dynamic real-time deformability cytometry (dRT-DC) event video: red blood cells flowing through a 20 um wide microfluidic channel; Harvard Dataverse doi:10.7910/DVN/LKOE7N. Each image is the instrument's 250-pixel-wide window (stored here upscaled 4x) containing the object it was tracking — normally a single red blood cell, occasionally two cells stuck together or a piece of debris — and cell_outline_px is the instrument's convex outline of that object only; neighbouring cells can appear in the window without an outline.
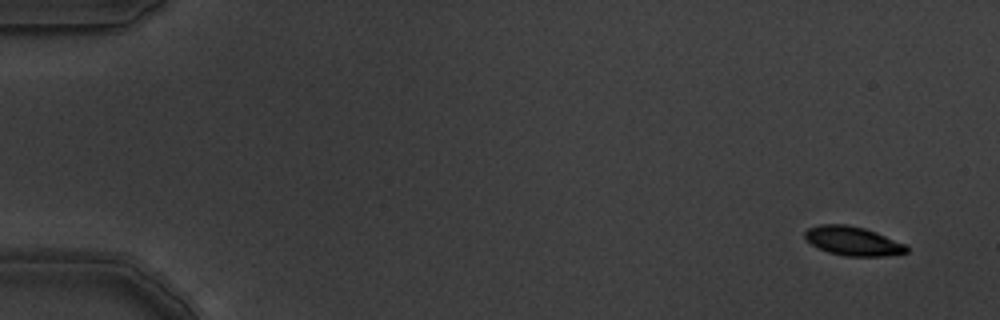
{"species": "common noctule bat (a hibernating species)", "species_latin": "Nyctalus noctula", "temperature_condition": "warm", "stored_images_in_passage": 6, "camera_frame_rate_fps": 3000, "um_per_image_px": 0.085, "animal": {"sex": "male", "body_mass_g": 19.5, "forearm_length_mm": 54.6}, "frame": {"image": 1, "passage_image": 1, "time_ms": 0.0, "image_size_px": [1000, 320], "cell_outline_px": [[908, 252], [884, 256], [844, 256], [828, 252], [812, 244], [804, 236], [804, 232], [808, 228], [820, 224], [844, 224], [864, 228], [876, 232], [904, 244], [908, 248]], "centroid_in_image_um": [72.48, 20.48], "position_along_channel_um": 12.5, "area_um2": 16.99}}